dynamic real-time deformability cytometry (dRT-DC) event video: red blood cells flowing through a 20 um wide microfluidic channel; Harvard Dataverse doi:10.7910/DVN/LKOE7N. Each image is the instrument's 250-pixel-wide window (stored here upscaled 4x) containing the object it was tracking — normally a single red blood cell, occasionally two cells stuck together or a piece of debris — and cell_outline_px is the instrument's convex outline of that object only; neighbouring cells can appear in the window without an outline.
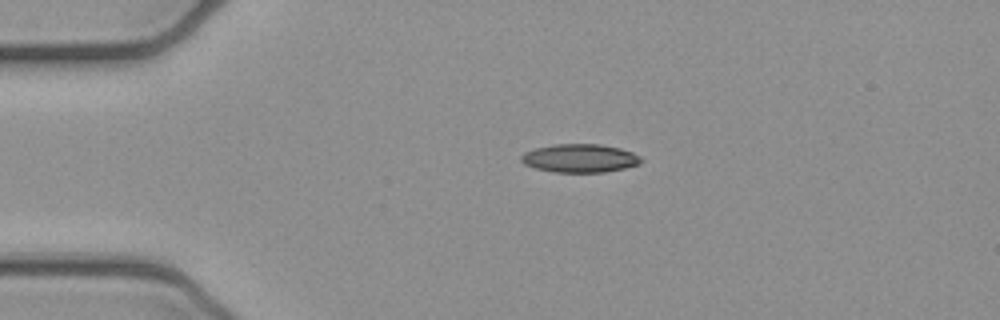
{"species": "common noctule bat (a hibernating species)", "species_latin": "Nyctalus noctula", "temperature_condition": "cold", "stored_images_in_passage": 41, "camera_frame_rate_fps": 3000, "um_per_image_px": 0.085, "animal": {"sex": "female", "body_mass_g": 21.9}, "frame": {"image": 1, "passage_image": 1, "time_ms": 0.0, "image_size_px": [1000, 320], "cell_outline_px": [[640, 164], [624, 168], [604, 172], [552, 172], [536, 168], [524, 164], [520, 160], [520, 156], [524, 152], [536, 148], [556, 144], [600, 144], [620, 148], [632, 152], [640, 156]], "centroid_in_image_um": [49.27, 13.45], "position_along_channel_um": 35.7, "area_um2": 19.77}}
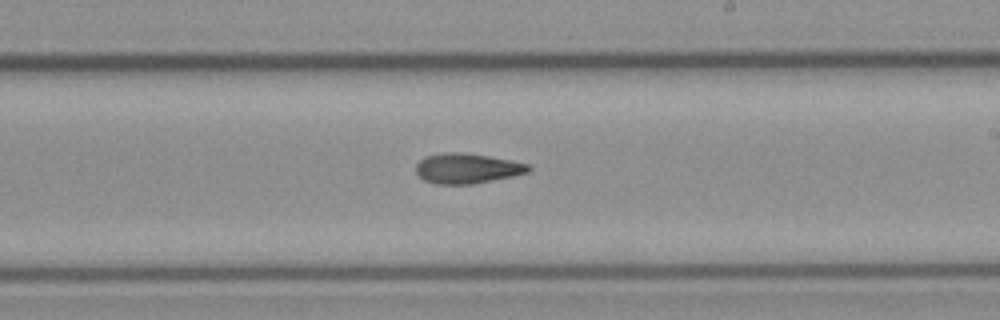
{"frame": {"image": 2, "passage_image": 20, "time_ms": 6.333, "image_size_px": [1000, 320], "cell_outline_px": [[532, 168], [528, 172], [512, 176], [472, 184], [436, 184], [424, 180], [416, 172], [416, 164], [424, 156], [444, 152], [460, 152], [488, 156], [512, 160], [528, 164]], "centroid_in_image_um": [39.68, 14.3], "position_along_channel_um": 249.3, "area_um2": 19.71}}
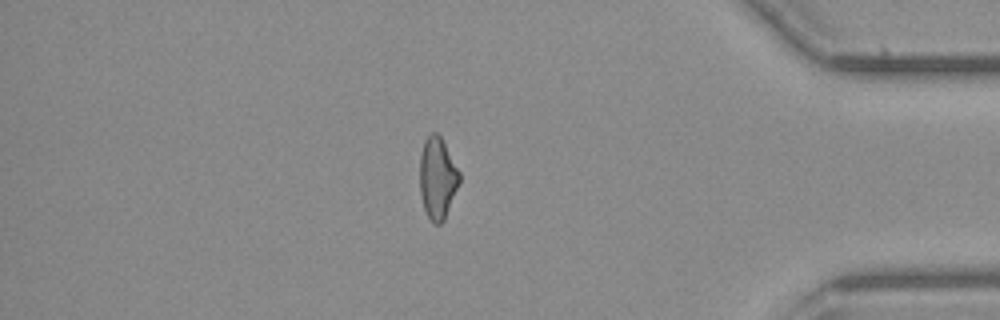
{"frame": {"image": 3, "passage_image": 34, "time_ms": 11.0, "image_size_px": [1000, 320], "cell_outline_px": [[460, 180], [444, 220], [440, 224], [432, 224], [424, 212], [420, 192], [420, 152], [424, 140], [432, 132], [436, 132], [440, 136], [460, 172]], "centroid_in_image_um": [37.16, 15.16], "position_along_channel_um": 398.0, "area_um2": 18.9}, "authors_computed_cell_mechanics": {"area_um2": 19.5942, "velocity_mm_per_s": 3.9507, "shape_relaxation_time_tau1_ms": null, "shape_relaxation_time_tau2_ms": 9.2222, "deformation_change_tau1": null, "deformation_change_tau2": 0.1989}}